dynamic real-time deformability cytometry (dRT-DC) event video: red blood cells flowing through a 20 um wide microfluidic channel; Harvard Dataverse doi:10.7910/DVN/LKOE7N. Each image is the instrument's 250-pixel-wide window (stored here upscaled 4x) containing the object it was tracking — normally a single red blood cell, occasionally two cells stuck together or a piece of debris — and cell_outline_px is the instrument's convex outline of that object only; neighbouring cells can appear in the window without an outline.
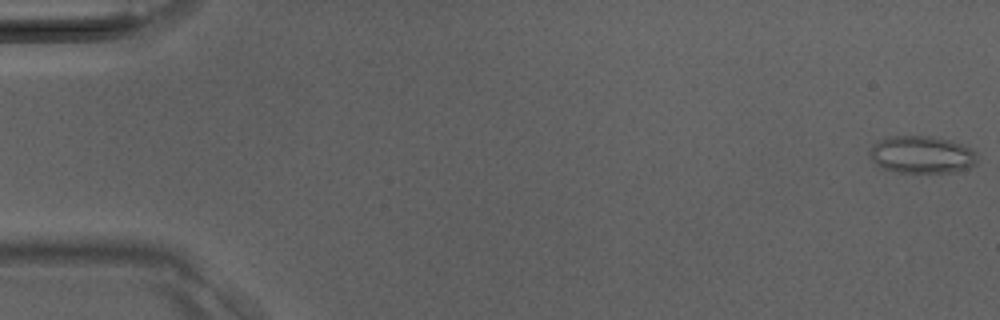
{"species": "Egyptian fruit bat (a non-hibernating species)", "species_latin": "Rousettus aegyptiacus", "temperature_condition": "room temperature", "stored_images_in_passage": 40, "camera_frame_rate_fps": 3000, "um_per_image_px": 0.085, "animal": {"sex": "male"}, "frame": {"image": 1, "passage_image": 1, "time_ms": 0.0, "image_size_px": [1000, 320], "cell_outline_px": [[976, 164], [968, 168], [952, 172], [896, 172], [884, 168], [876, 164], [872, 160], [868, 152], [872, 144], [888, 136], [932, 136], [948, 140], [960, 144], [976, 152]], "centroid_in_image_um": [78.31, 13.14], "position_along_channel_um": 6.7, "area_um2": 23.29}}
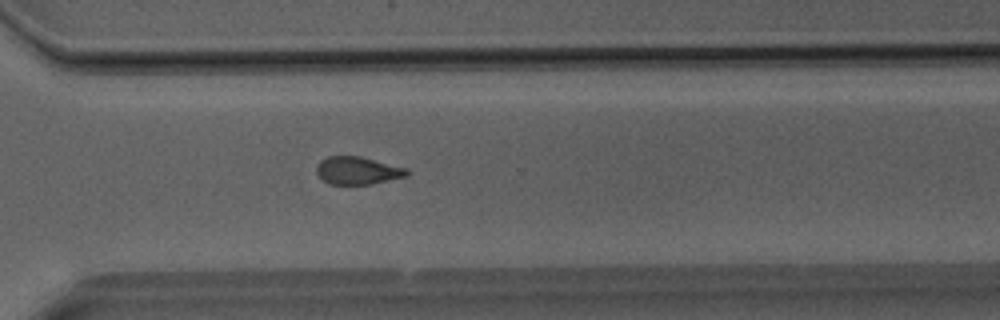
{"frame": {"image": 2, "passage_image": 29, "time_ms": 9.333, "image_size_px": [1000, 320], "cell_outline_px": [[412, 172], [408, 176], [372, 184], [328, 184], [316, 172], [316, 168], [320, 160], [328, 156], [360, 156], [408, 168]], "centroid_in_image_um": [30.45, 14.49], "position_along_channel_um": 340.2, "area_um2": 14.74}}
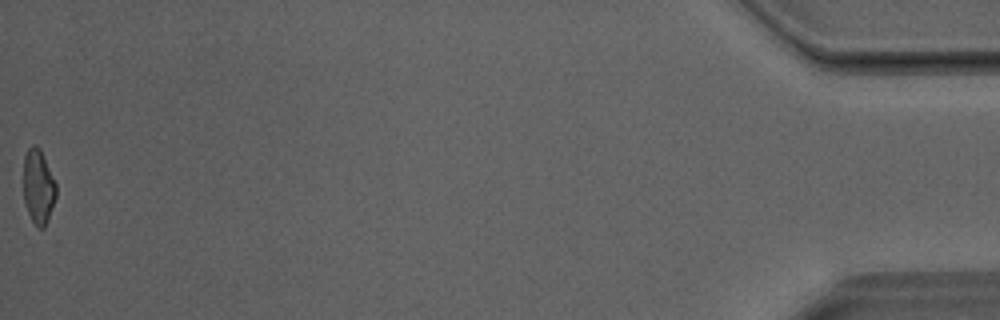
{"frame": {"image": 3, "passage_image": 40, "time_ms": 13.0, "image_size_px": [1000, 320], "cell_outline_px": [[56, 196], [48, 220], [44, 228], [40, 228], [32, 220], [28, 212], [24, 200], [24, 156], [28, 148], [32, 144], [36, 144], [40, 148], [56, 184]], "centroid_in_image_um": [3.26, 15.84], "position_along_channel_um": 431.9, "area_um2": 14.05}}